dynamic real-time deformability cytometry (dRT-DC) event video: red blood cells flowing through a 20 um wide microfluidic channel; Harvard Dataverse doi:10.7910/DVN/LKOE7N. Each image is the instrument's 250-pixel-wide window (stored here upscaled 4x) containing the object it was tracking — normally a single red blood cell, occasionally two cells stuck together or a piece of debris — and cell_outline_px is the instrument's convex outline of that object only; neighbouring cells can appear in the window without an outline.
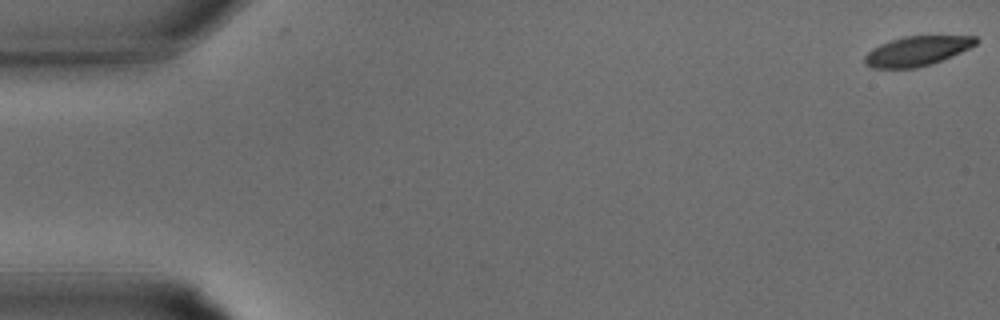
{"species": "common noctule bat (a hibernating species)", "species_latin": "Nyctalus noctula", "temperature_condition": "warm", "stored_images_in_passage": 2, "camera_frame_rate_fps": 3000, "um_per_image_px": 0.085, "animal": {"sex": "male", "body_mass_g": 15.6}, "frame": {"image": 1, "passage_image": 1, "time_ms": 0.0, "image_size_px": [1000, 320], "cell_outline_px": [[980, 40], [976, 44], [952, 56], [932, 64], [916, 68], [872, 68], [864, 64], [864, 56], [872, 48], [880, 44], [904, 36], [976, 36]], "centroid_in_image_um": [77.93, 4.34], "position_along_channel_um": 7.1, "area_um2": 19.19}}